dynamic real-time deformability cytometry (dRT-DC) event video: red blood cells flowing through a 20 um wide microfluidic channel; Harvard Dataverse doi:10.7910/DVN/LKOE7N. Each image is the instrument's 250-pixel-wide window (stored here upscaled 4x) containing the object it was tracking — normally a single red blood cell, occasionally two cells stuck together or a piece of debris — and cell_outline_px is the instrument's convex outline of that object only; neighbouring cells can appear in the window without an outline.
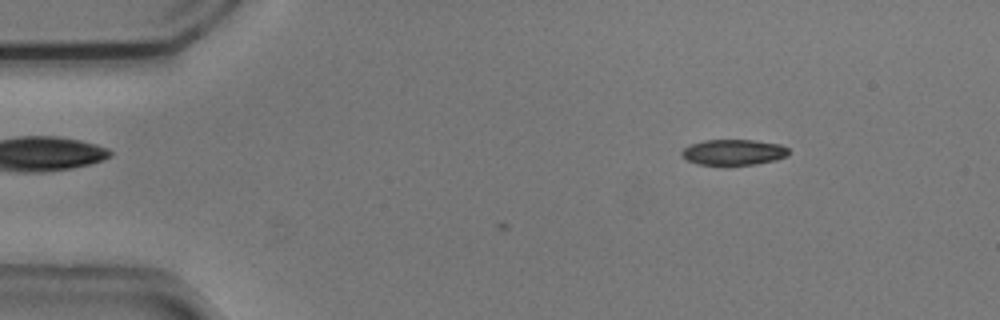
{"species": "common noctule bat (a hibernating species)", "species_latin": "Nyctalus noctula", "temperature_condition": "cold", "stored_images_in_passage": 4, "camera_frame_rate_fps": 3000, "um_per_image_px": 0.085, "animal": {"sex": "male", "body_mass_g": 20.5, "forearm_length_mm": 52.5}, "frame": {"image": 1, "passage_image": 4, "time_ms": 1.0, "image_size_px": [1000, 320], "cell_outline_px": [[788, 156], [776, 160], [756, 164], [696, 164], [680, 156], [680, 152], [684, 148], [692, 144], [704, 140], [756, 140], [780, 144], [788, 148]], "centroid_in_image_um": [62.36, 12.93], "position_along_channel_um": 22.6, "area_um2": 15.95}}